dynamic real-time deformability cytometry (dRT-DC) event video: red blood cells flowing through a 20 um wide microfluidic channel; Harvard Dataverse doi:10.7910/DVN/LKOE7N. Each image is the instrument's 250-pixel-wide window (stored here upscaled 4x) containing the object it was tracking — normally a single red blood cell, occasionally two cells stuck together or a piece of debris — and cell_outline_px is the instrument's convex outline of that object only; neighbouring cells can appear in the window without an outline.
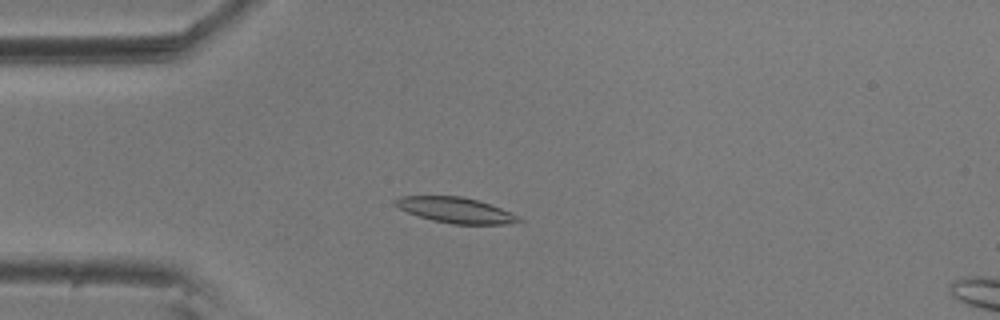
{"species": "common noctule bat (a hibernating species)", "species_latin": "Nyctalus noctula", "temperature_condition": "room temperature", "stored_images_in_passage": 43, "camera_frame_rate_fps": 3000, "um_per_image_px": 0.085, "animal": {"sex": "male", "body_mass_g": 20.5, "forearm_length_mm": 52.5}, "frame": {"image": 1, "passage_image": 6, "time_ms": 1.667, "image_size_px": [1000, 320], "cell_outline_px": [[524, 220], [508, 224], [452, 224], [432, 220], [408, 212], [392, 204], [392, 200], [400, 196], [460, 196], [476, 200], [500, 208]], "centroid_in_image_um": [38.66, 17.86], "position_along_channel_um": 46.3, "area_um2": 18.09}}
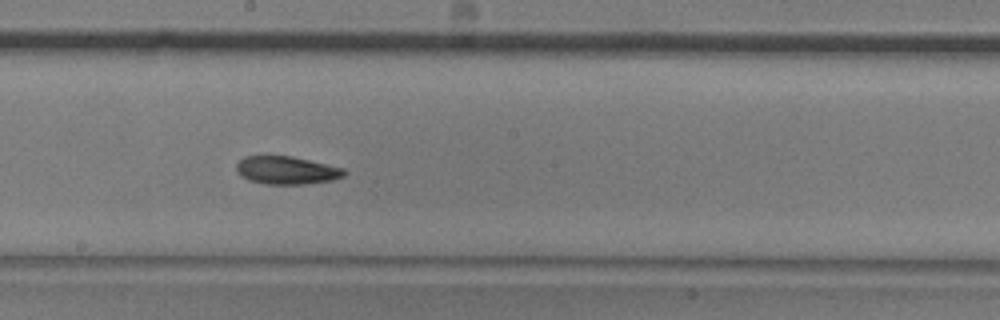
{"frame": {"image": 2, "passage_image": 22, "time_ms": 7.0, "image_size_px": [1000, 320], "cell_outline_px": [[348, 172], [344, 176], [332, 180], [304, 184], [264, 184], [248, 180], [240, 176], [236, 172], [236, 164], [244, 156], [264, 152], [292, 156], [344, 168]], "centroid_in_image_um": [24.28, 14.43], "position_along_channel_um": 223.9, "area_um2": 18.38}}
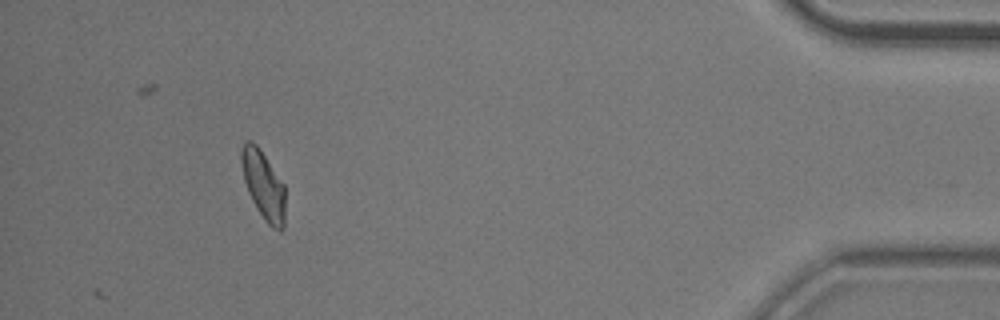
{"frame": {"image": 3, "passage_image": 43, "time_ms": 14.0, "image_size_px": [1000, 320], "cell_outline_px": [[284, 228], [272, 228], [264, 220], [252, 200], [248, 192], [244, 180], [240, 160], [240, 148], [244, 140], [252, 140], [256, 144], [284, 184]], "centroid_in_image_um": [22.35, 15.68], "position_along_channel_um": 412.8, "area_um2": 17.34}, "authors_computed_cell_mechanics": {"area_um2": 17.6868, "velocity_mm_per_s": 3.5988, "shape_relaxation_time_tau1_ms": 4.747, "shape_relaxation_time_tau2_ms": 8.0967, "deformation_change_tau1": 0.1267, "deformation_change_tau2": 0.1519}}